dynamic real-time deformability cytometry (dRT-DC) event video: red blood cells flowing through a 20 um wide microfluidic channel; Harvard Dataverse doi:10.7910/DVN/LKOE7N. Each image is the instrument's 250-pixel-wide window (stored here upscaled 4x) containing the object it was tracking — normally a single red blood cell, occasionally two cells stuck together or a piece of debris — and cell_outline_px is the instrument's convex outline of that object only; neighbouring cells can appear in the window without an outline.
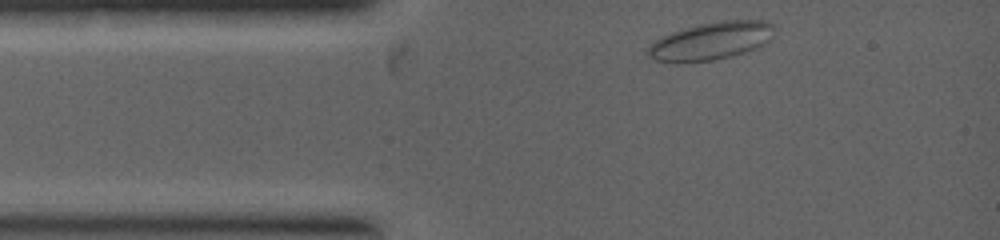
{"species": "common noctule bat (a hibernating species)", "species_latin": "Nyctalus noctula", "temperature_condition": "warm", "stored_images_in_passage": 4, "camera_frame_rate_fps": 5000, "um_per_image_px": 0.085, "animal": {"sex": "female", "body_mass_g": 19.0, "forearm_length_mm": 53.3}, "frame": {"image": 1, "passage_image": 1, "time_ms": 0.0, "image_size_px": [1000, 240], "cell_outline_px": [[772, 36], [768, 40], [756, 48], [732, 56], [712, 60], [656, 60], [648, 56], [648, 48], [660, 36], [672, 32], [700, 24], [720, 20], [768, 20], [772, 24]], "centroid_in_image_um": [60.49, 3.44], "position_along_channel_um": 24.5, "area_um2": 26.93}}
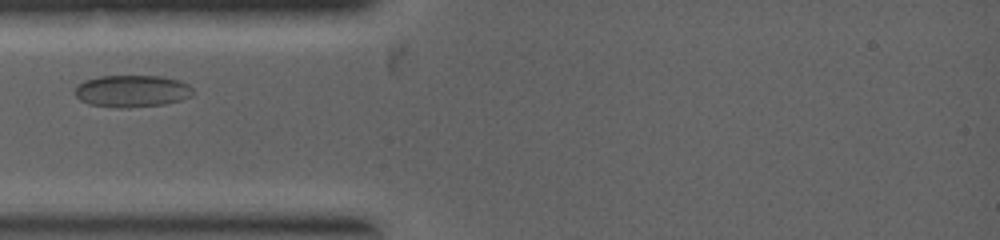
{"frame": {"image": 2, "passage_image": 3, "time_ms": 1.2, "image_size_px": [1000, 240], "cell_outline_px": [[196, 92], [192, 96], [180, 100], [164, 104], [128, 108], [116, 108], [88, 104], [80, 100], [76, 96], [76, 84], [84, 80], [100, 76], [160, 76], [180, 80], [188, 84]], "centroid_in_image_um": [11.23, 7.74], "position_along_channel_um": 73.8, "area_um2": 22.31}}